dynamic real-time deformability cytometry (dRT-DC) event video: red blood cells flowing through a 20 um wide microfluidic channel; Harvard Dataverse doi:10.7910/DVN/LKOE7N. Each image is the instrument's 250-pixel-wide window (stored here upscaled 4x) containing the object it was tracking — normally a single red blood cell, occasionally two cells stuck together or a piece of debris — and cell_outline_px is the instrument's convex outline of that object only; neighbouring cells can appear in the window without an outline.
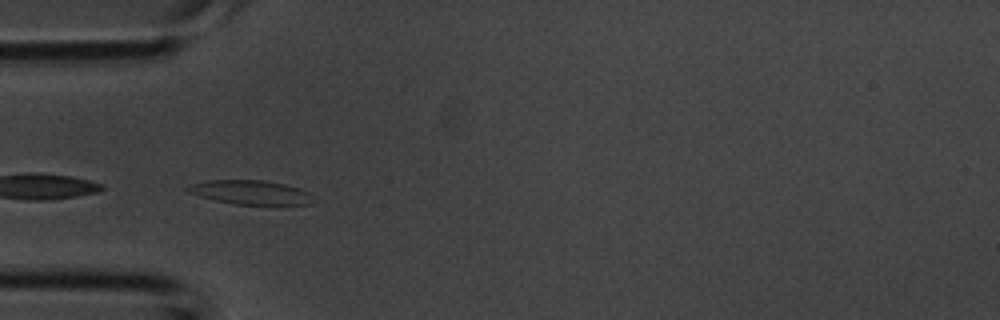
{"species": "common noctule bat (a hibernating species)", "species_latin": "Nyctalus noctula", "temperature_condition": "room temperature", "stored_images_in_passage": 2, "camera_frame_rate_fps": 3000, "um_per_image_px": 0.085, "animal": {"sex": "male", "body_mass_g": 20.1, "forearm_length_mm": 53.5}, "frame": {"image": 1, "passage_image": 2, "time_ms": 0.333, "image_size_px": [1000, 320], "cell_outline_px": [[312, 204], [280, 208], [236, 204], [212, 200], [188, 192], [184, 188], [188, 184], [208, 180], [264, 180], [284, 184], [300, 188], [308, 192]], "centroid_in_image_um": [21.34, 16.4], "position_along_channel_um": 63.7, "area_um2": 18.61}}